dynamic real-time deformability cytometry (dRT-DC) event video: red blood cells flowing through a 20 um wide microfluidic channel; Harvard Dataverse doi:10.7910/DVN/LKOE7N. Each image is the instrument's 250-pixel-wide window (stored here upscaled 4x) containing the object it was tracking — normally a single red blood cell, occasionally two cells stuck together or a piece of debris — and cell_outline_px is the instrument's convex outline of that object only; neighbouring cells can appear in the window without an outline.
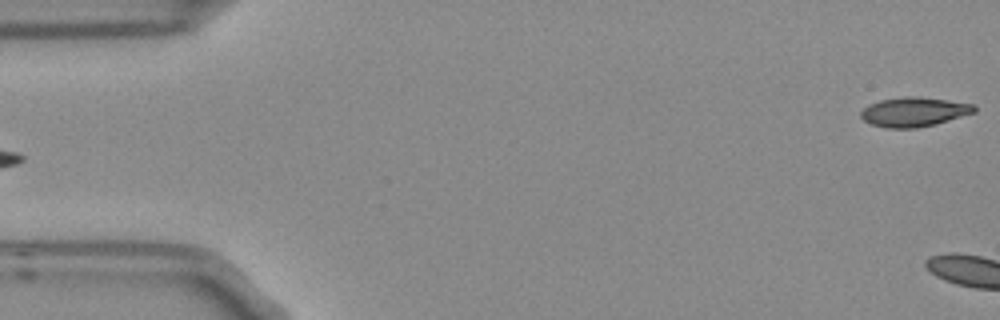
{"species": "Egyptian fruit bat (a non-hibernating species)", "species_latin": "Rousettus aegyptiacus", "temperature_condition": "room temperature", "stored_images_in_passage": 4, "segment_of_instrument_passage": [2, 2], "camera_frame_rate_fps": 3000, "um_per_image_px": 0.085, "frame": {"image": 1, "passage_image": 4, "time_ms": 1.0, "image_size_px": [1000, 320], "cell_outline_px": [[976, 112], [936, 124], [916, 128], [884, 128], [872, 124], [864, 120], [860, 116], [860, 112], [868, 104], [880, 100], [904, 96], [916, 96], [976, 104]], "centroid_in_image_um": [77.69, 9.51], "position_along_channel_um": 7.3, "area_um2": 19.54}}